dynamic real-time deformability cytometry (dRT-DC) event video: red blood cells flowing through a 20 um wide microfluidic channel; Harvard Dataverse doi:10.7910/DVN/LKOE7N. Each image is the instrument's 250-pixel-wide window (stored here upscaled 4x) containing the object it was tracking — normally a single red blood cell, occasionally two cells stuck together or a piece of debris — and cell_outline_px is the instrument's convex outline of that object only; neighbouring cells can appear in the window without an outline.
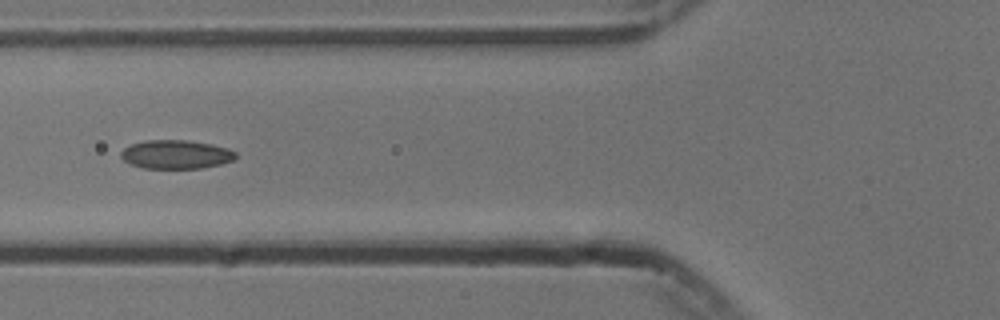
{"species": "common noctule bat (a hibernating species)", "species_latin": "Nyctalus noctula", "temperature_condition": "cold", "stored_images_in_passage": 17, "camera_frame_rate_fps": 3000, "um_per_image_px": 0.085, "animal": {"sex": "male", "body_mass_g": 13.3}, "frame": {"image": 1, "passage_image": 6, "time_ms": 1.667, "image_size_px": [1000, 320], "cell_outline_px": [[236, 156], [232, 160], [220, 164], [200, 168], [144, 168], [128, 164], [120, 156], [120, 152], [124, 148], [132, 144], [144, 140], [188, 140], [212, 144], [228, 148], [236, 152]], "centroid_in_image_um": [14.93, 13.12], "position_along_channel_um": 110.9, "area_um2": 19.25}}
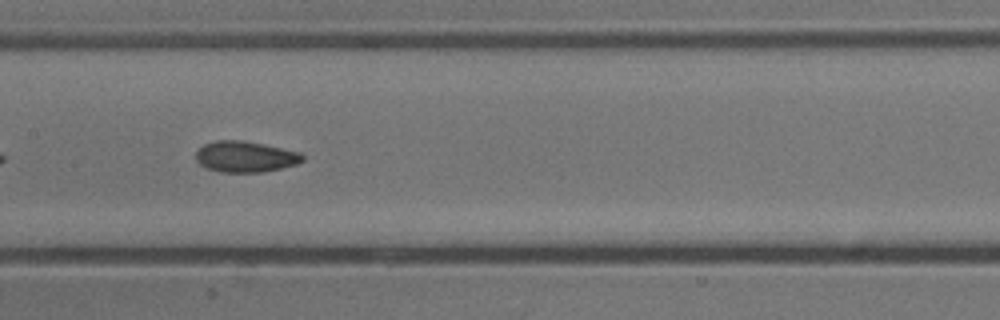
{"frame": {"image": 2, "passage_image": 12, "time_ms": 3.667, "image_size_px": [1000, 320], "cell_outline_px": [[304, 160], [296, 164], [264, 172], [220, 172], [208, 168], [200, 164], [196, 160], [196, 152], [204, 144], [216, 140], [240, 140], [264, 144], [300, 152], [304, 156]], "centroid_in_image_um": [20.85, 13.31], "position_along_channel_um": 186.5, "area_um2": 19.19}}